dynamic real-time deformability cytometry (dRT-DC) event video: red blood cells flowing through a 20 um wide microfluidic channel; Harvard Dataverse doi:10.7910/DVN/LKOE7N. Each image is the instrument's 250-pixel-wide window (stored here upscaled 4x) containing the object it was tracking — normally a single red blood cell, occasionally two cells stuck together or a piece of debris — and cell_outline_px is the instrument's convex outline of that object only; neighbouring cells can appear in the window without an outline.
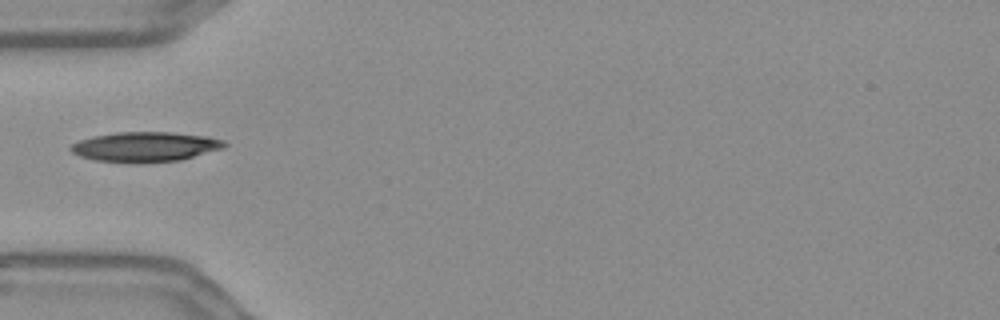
{"species": "Egyptian fruit bat (a non-hibernating species)", "species_latin": "Rousettus aegyptiacus", "temperature_condition": "warm", "stored_images_in_passage": 38, "camera_frame_rate_fps": 3000, "um_per_image_px": 0.085, "frame": {"image": 1, "passage_image": 1, "time_ms": 0.0, "image_size_px": [1000, 320], "cell_outline_px": [[228, 144], [224, 148], [180, 160], [136, 164], [132, 164], [92, 160], [80, 156], [72, 152], [68, 148], [72, 144], [80, 140], [92, 136], [116, 132], [172, 132], [208, 136], [224, 140]], "centroid_in_image_um": [12.33, 12.49], "position_along_channel_um": 72.7, "area_um2": 27.22}}
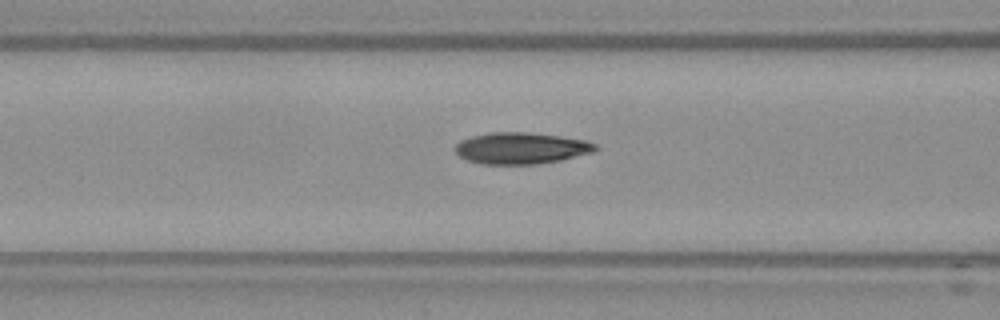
{"frame": {"image": 2, "passage_image": 5, "time_ms": 1.333, "image_size_px": [1000, 320], "cell_outline_px": [[600, 148], [592, 152], [560, 160], [536, 164], [480, 164], [468, 160], [460, 156], [452, 148], [460, 140], [472, 136], [492, 132], [528, 132], [560, 136], [584, 140], [596, 144]], "centroid_in_image_um": [44.27, 12.59], "position_along_channel_um": 122.3, "area_um2": 25.72}}
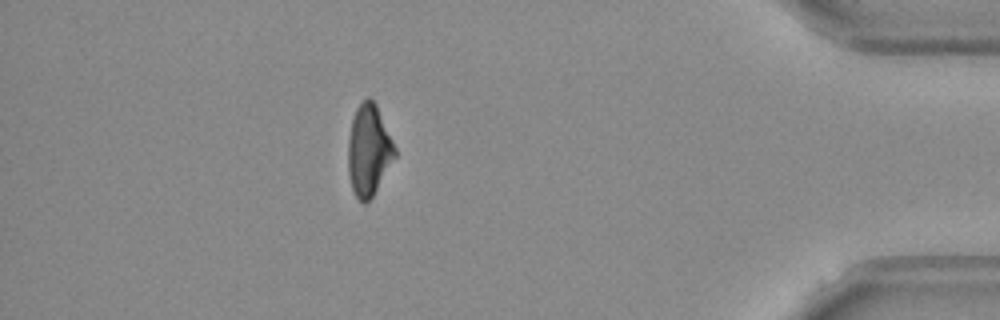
{"frame": {"image": 3, "passage_image": 32, "time_ms": 10.333, "image_size_px": [1000, 320], "cell_outline_px": [[396, 156], [372, 196], [364, 204], [356, 196], [352, 188], [348, 172], [348, 140], [352, 120], [356, 108], [368, 96], [376, 104], [396, 148]], "centroid_in_image_um": [31.34, 12.76], "position_along_channel_um": 403.9, "area_um2": 24.51}}